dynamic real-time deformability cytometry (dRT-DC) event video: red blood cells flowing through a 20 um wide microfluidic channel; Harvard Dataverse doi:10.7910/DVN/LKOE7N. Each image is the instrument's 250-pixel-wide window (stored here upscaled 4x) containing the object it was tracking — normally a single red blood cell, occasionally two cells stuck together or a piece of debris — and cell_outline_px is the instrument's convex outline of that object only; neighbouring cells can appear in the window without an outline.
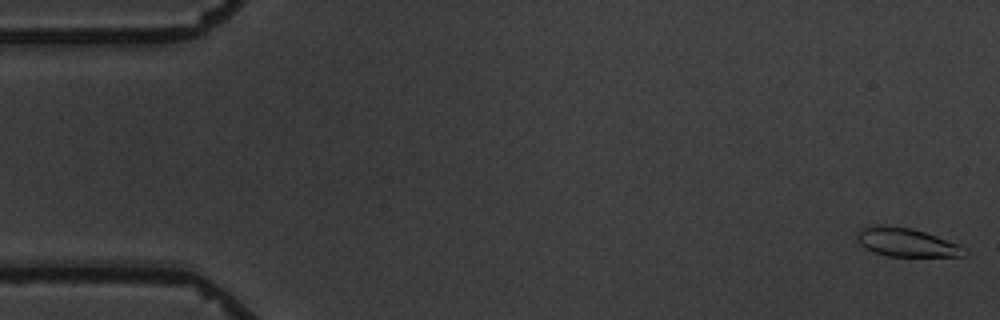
{"species": "common noctule bat (a hibernating species)", "species_latin": "Nyctalus noctula", "temperature_condition": "warm", "stored_images_in_passage": 4, "camera_frame_rate_fps": 3000, "um_per_image_px": 0.085, "animal": {"sex": "male", "body_mass_g": 19.5, "forearm_length_mm": 54.6}, "frame": {"image": 1, "passage_image": 1, "time_ms": 0.0, "image_size_px": [1000, 320], "cell_outline_px": [[968, 252], [964, 256], [888, 256], [864, 248], [856, 240], [856, 236], [860, 228], [912, 228], [936, 236], [956, 244], [964, 248]], "centroid_in_image_um": [77.07, 20.65], "position_along_channel_um": 7.9, "area_um2": 16.99}}